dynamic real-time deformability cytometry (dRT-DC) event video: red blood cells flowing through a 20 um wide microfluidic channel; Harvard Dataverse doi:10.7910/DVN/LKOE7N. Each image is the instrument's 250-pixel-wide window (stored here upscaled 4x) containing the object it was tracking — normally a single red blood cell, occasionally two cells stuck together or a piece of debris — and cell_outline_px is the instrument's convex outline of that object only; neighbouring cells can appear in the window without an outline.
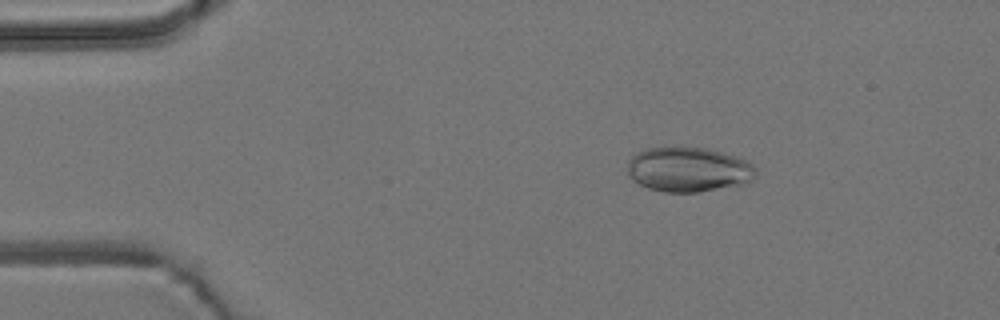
{"species": "common noctule bat (a hibernating species)", "species_latin": "Nyctalus noctula", "temperature_condition": "room temperature", "stored_images_in_passage": 4, "camera_frame_rate_fps": 3000, "um_per_image_px": 0.085, "animal": {"sex": "male", "body_mass_g": 19.2, "forearm_length_mm": 51.8}, "frame": {"image": 1, "passage_image": 2, "time_ms": 0.333, "image_size_px": [1000, 320], "cell_outline_px": [[756, 176], [752, 180], [744, 184], [700, 192], [664, 192], [648, 188], [632, 180], [628, 176], [628, 160], [636, 152], [644, 148], [708, 148], [740, 156], [748, 160], [756, 168]], "centroid_in_image_um": [58.55, 14.41], "position_along_channel_um": 26.5, "area_um2": 33.87}}